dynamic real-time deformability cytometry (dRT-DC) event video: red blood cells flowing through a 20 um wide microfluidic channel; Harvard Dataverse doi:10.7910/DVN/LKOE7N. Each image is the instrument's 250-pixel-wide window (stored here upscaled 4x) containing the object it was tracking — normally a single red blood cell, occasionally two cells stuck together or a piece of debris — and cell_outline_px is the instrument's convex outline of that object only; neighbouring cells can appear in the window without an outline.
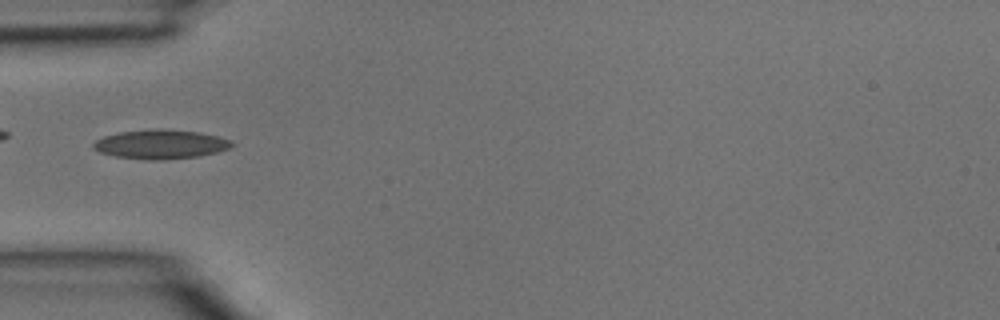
{"species": "common noctule bat (a hibernating species)", "species_latin": "Nyctalus noctula", "temperature_condition": "room temperature", "stored_images_in_passage": 5, "camera_frame_rate_fps": 3000, "um_per_image_px": 0.085, "animal": {"sex": "male", "body_mass_g": 15.6}, "frame": {"image": 1, "passage_image": 5, "time_ms": 1.333, "image_size_px": [1000, 320], "cell_outline_px": [[236, 144], [228, 148], [216, 152], [200, 156], [156, 160], [148, 160], [116, 156], [100, 152], [92, 148], [92, 144], [96, 140], [104, 136], [120, 132], [152, 128], [160, 128], [200, 132], [232, 140]], "centroid_in_image_um": [13.65, 12.25], "position_along_channel_um": 71.3, "area_um2": 23.58}}